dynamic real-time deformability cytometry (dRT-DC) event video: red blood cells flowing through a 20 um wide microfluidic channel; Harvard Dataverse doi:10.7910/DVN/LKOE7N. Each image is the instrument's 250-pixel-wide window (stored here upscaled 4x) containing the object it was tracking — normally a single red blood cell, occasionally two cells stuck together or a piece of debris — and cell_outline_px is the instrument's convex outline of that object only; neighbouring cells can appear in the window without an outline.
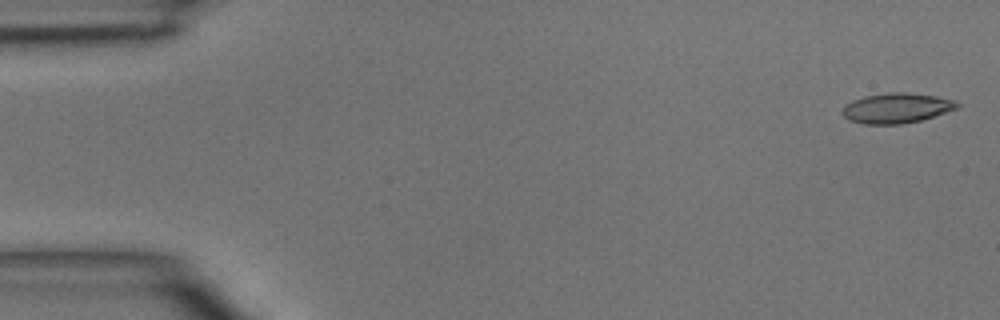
{"species": "common noctule bat (a hibernating species)", "species_latin": "Nyctalus noctula", "temperature_condition": "room temperature", "stored_images_in_passage": 45, "camera_frame_rate_fps": 3000, "um_per_image_px": 0.085, "animal": {"sex": "male", "body_mass_g": 15.6}, "frame": {"image": 1, "passage_image": 1, "time_ms": 0.0, "image_size_px": [1000, 320], "cell_outline_px": [[960, 108], [920, 120], [900, 124], [864, 124], [848, 120], [844, 116], [844, 104], [852, 100], [864, 96], [892, 92], [904, 92], [936, 96], [956, 100], [960, 104]], "centroid_in_image_um": [76.23, 9.18], "position_along_channel_um": 8.8, "area_um2": 20.11}}
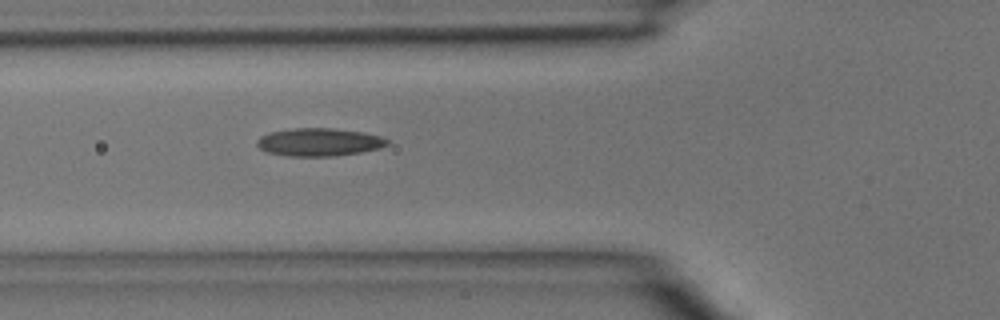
{"frame": {"image": 2, "passage_image": 16, "time_ms": 5.0, "image_size_px": [1000, 320], "cell_outline_px": [[388, 144], [380, 148], [360, 152], [336, 156], [288, 156], [268, 152], [260, 148], [256, 144], [256, 140], [260, 136], [272, 132], [292, 128], [332, 128], [364, 132], [380, 136], [388, 140]], "centroid_in_image_um": [27.12, 12.08], "position_along_channel_um": 98.7, "area_um2": 21.15}}
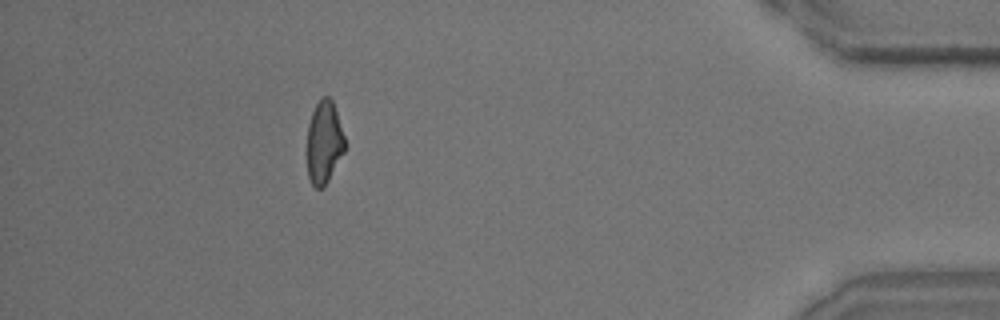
{"frame": {"image": 3, "passage_image": 41, "time_ms": 13.333, "image_size_px": [1000, 320], "cell_outline_px": [[344, 152], [328, 180], [320, 188], [316, 188], [312, 184], [308, 176], [308, 124], [312, 112], [316, 104], [324, 96], [328, 96], [332, 100], [344, 136]], "centroid_in_image_um": [27.54, 12.08], "position_along_channel_um": 407.7, "area_um2": 17.69}}